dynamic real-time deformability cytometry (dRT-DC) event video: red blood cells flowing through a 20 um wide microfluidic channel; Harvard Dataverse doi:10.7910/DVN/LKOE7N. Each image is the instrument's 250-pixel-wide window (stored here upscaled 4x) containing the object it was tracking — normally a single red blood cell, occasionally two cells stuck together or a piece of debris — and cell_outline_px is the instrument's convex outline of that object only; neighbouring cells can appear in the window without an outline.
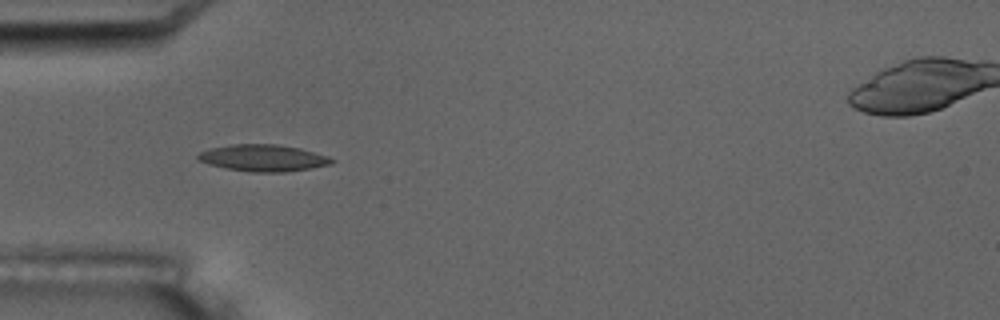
{"species": "common noctule bat (a hibernating species)", "species_latin": "Nyctalus noctula", "temperature_condition": "room temperature", "stored_images_in_passage": 2, "camera_frame_rate_fps": 3000, "um_per_image_px": 0.085, "animal": {"sex": "male", "body_mass_g": 17.5, "forearm_length_mm": 52.3}, "frame": {"image": 1, "passage_image": 2, "time_ms": 2.0, "image_size_px": [1000, 320], "cell_outline_px": [[336, 160], [332, 164], [284, 172], [252, 172], [224, 168], [208, 164], [200, 160], [196, 156], [200, 152], [208, 148], [232, 144], [276, 144], [300, 148], [328, 156]], "centroid_in_image_um": [22.36, 13.42], "position_along_channel_um": 62.6, "area_um2": 20.81}}